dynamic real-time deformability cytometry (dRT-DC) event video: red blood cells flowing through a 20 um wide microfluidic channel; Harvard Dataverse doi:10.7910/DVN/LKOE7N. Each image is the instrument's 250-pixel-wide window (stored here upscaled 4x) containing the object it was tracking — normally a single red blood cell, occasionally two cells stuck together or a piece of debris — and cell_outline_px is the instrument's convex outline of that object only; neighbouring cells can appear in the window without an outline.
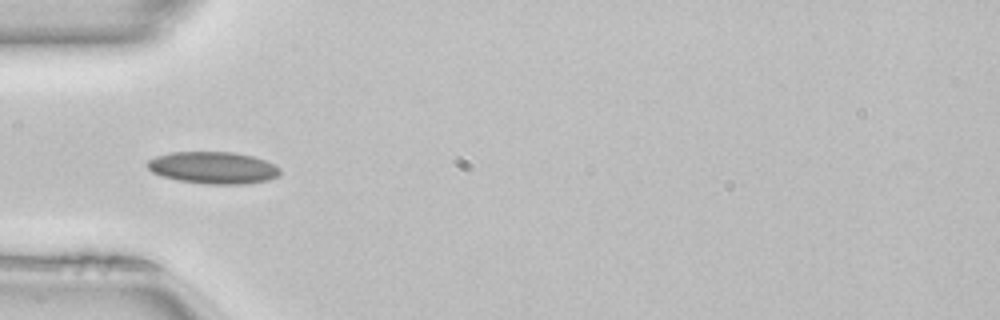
{"species": "common noctule bat (a hibernating species)", "species_latin": "Nyctalus noctula", "temperature_condition": "room temperature", "stored_images_in_passage": 38, "camera_frame_rate_fps": 3000, "um_per_image_px": 0.085, "animal": {"sex": "female", "body_mass_g": 22.7, "forearm_length_mm": 54.2}, "frame": {"image": 1, "passage_image": 6, "time_ms": 1.667, "image_size_px": [1000, 320], "cell_outline_px": [[280, 172], [276, 176], [268, 180], [244, 184], [208, 184], [176, 180], [152, 172], [148, 168], [148, 160], [156, 156], [172, 152], [232, 152], [252, 156], [264, 160], [280, 168]], "centroid_in_image_um": [18.11, 14.26], "position_along_channel_um": 66.9, "area_um2": 24.51}, "authors_computed_cell_mechanics": {"area_um2": 22.7732, "velocity_mm_per_s": 4.0816, "shape_relaxation_time_tau1_ms": null, "shape_relaxation_time_tau2_ms": 4.5488, "deformation_change_tau1": null, "deformation_change_tau2": 0.1031}}